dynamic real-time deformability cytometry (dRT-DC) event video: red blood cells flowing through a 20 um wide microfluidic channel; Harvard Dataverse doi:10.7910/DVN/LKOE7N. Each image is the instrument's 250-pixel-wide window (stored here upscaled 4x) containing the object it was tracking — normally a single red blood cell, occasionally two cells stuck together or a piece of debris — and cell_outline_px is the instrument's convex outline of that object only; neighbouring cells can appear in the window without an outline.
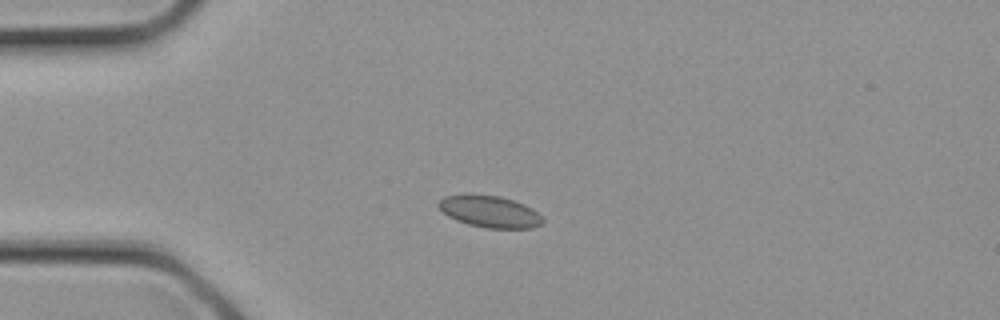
{"species": "common noctule bat (a hibernating species)", "species_latin": "Nyctalus noctula", "temperature_condition": "cold", "stored_images_in_passage": 15, "camera_frame_rate_fps": 3000, "um_per_image_px": 0.085, "animal": {"sex": "female", "body_mass_g": 21.9}, "frame": {"image": 1, "passage_image": 3, "time_ms": 0.667, "image_size_px": [1000, 320], "cell_outline_px": [[544, 220], [540, 224], [532, 228], [488, 228], [468, 224], [456, 220], [448, 216], [436, 204], [444, 196], [464, 192], [500, 196], [524, 204], [532, 208]], "centroid_in_image_um": [41.57, 17.95], "position_along_channel_um": 43.4, "area_um2": 19.48}}
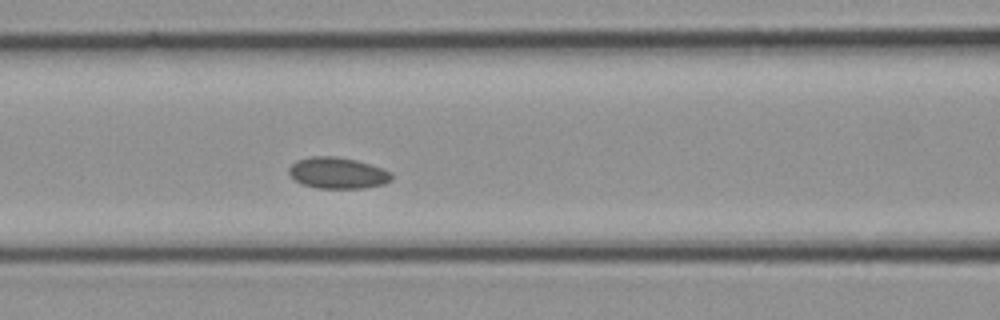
{"frame": {"image": 2, "passage_image": 8, "time_ms": 2.333, "image_size_px": [1000, 320], "cell_outline_px": [[392, 180], [384, 184], [364, 188], [316, 188], [300, 184], [288, 172], [288, 168], [296, 160], [308, 156], [336, 156], [356, 160], [392, 172]], "centroid_in_image_um": [28.68, 14.7], "position_along_channel_um": 137.9, "area_um2": 18.79}}
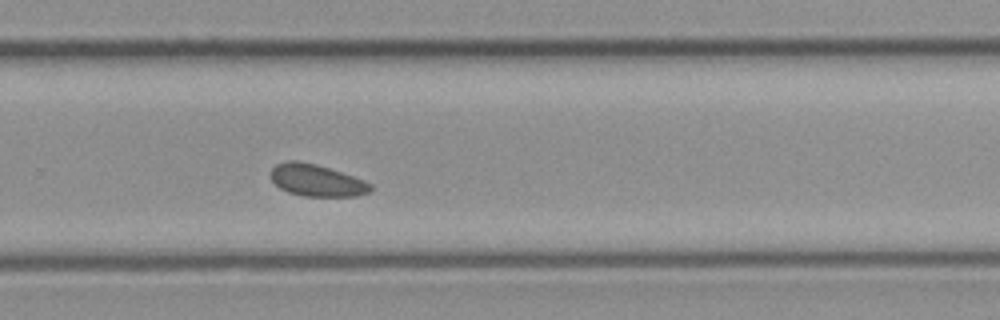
{"frame": {"image": 3, "passage_image": 15, "time_ms": 4.667, "image_size_px": [1000, 320], "cell_outline_px": [[372, 192], [356, 196], [304, 196], [288, 192], [280, 188], [272, 180], [268, 172], [276, 164], [288, 160], [296, 160], [316, 164], [364, 180], [372, 184]], "centroid_in_image_um": [26.9, 15.33], "position_along_channel_um": 302.9, "area_um2": 18.61}}